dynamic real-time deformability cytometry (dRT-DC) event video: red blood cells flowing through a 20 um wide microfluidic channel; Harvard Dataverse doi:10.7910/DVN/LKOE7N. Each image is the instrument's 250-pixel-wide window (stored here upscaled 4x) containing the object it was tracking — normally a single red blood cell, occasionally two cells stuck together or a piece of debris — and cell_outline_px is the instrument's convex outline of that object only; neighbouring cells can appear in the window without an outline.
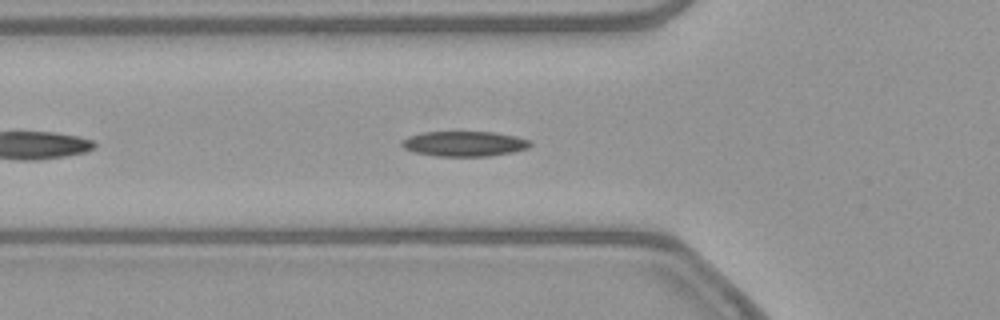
{"species": "common noctule bat (a hibernating species)", "species_latin": "Nyctalus noctula", "temperature_condition": "warm", "stored_images_in_passage": 40, "camera_frame_rate_fps": 3000, "um_per_image_px": 0.085, "animal": {"sex": "female", "body_mass_g": 21.9}, "frame": {"image": 1, "passage_image": 4, "time_ms": 1.0, "image_size_px": [1000, 320], "cell_outline_px": [[532, 144], [528, 148], [512, 152], [488, 156], [436, 156], [412, 152], [404, 148], [400, 144], [400, 140], [408, 136], [424, 132], [496, 132], [516, 136], [532, 140]], "centroid_in_image_um": [39.46, 12.21], "position_along_channel_um": 86.3, "area_um2": 19.02}}
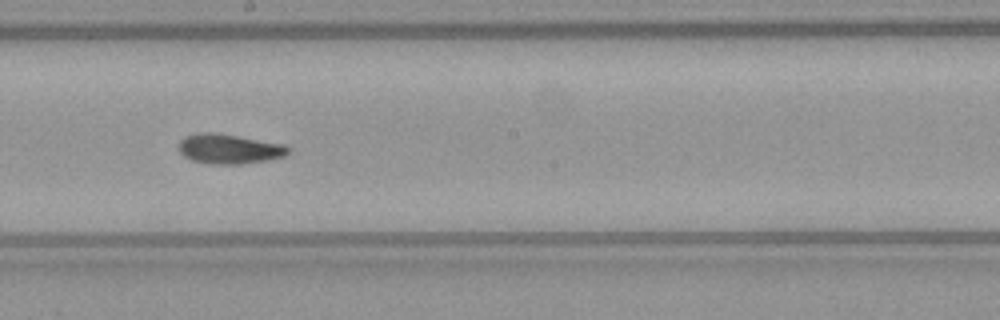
{"frame": {"image": 2, "passage_image": 15, "time_ms": 4.667, "image_size_px": [1000, 320], "cell_outline_px": [[292, 148], [284, 156], [264, 160], [240, 164], [212, 164], [192, 160], [184, 156], [180, 152], [180, 140], [184, 136], [200, 132], [216, 132], [284, 144]], "centroid_in_image_um": [19.47, 12.64], "position_along_channel_um": 228.7, "area_um2": 18.9}}
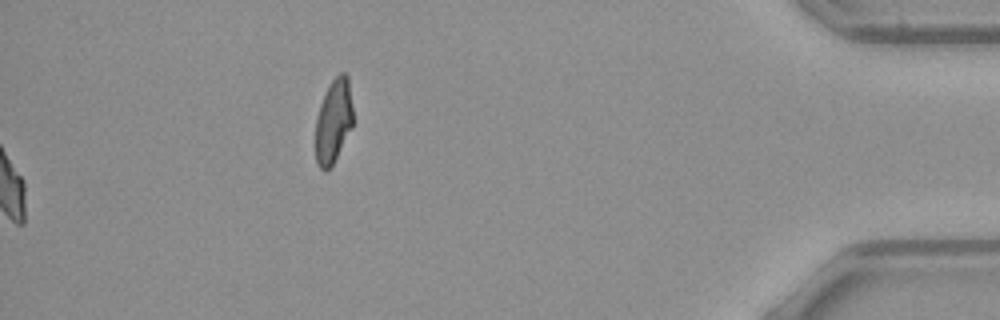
{"frame": {"image": 3, "passage_image": 40, "time_ms": 13.0, "image_size_px": [1000, 320], "cell_outline_px": [[352, 128], [332, 164], [324, 172], [316, 164], [316, 116], [320, 104], [332, 80], [340, 72], [344, 72], [348, 76], [352, 104]], "centroid_in_image_um": [28.34, 10.29], "position_along_channel_um": 406.9, "area_um2": 18.15}, "authors_computed_cell_mechanics": {"area_um2": 18.3226, "velocity_mm_per_s": 3.8585, "shape_relaxation_time_tau1_ms": 4.6785, "shape_relaxation_time_tau2_ms": 1.9338, "deformation_change_tau1": 0.153, "deformation_change_tau2": 0.0809}}